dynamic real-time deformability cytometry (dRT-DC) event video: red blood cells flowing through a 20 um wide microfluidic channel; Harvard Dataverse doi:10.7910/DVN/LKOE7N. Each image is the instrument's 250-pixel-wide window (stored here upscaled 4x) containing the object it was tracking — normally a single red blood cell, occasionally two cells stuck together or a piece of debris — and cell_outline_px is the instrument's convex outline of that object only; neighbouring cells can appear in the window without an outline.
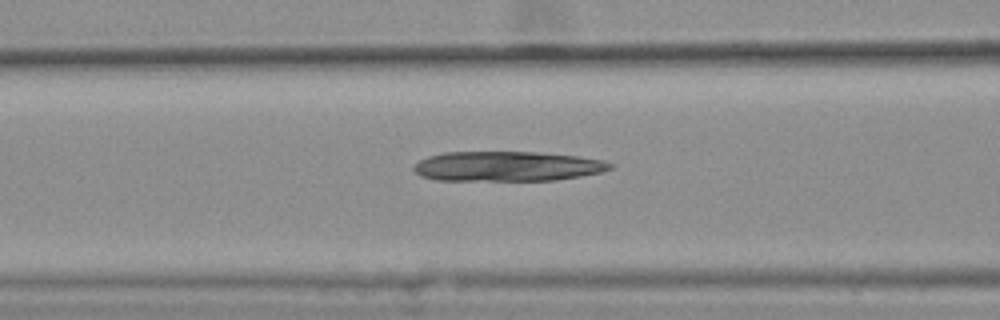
{"species": "common noctule bat (a hibernating species)", "species_latin": "Nyctalus noctula", "temperature_condition": "warm", "stored_images_in_passage": 50, "camera_frame_rate_fps": 3000, "um_per_image_px": 0.085, "animal": {"sex": "female", "body_mass_g": 25.1}, "frame": {"image": 1, "passage_image": 22, "time_ms": 7.0, "image_size_px": [1000, 320], "cell_outline_px": [[616, 164], [612, 168], [600, 172], [580, 176], [556, 180], [436, 180], [420, 176], [412, 168], [420, 160], [428, 156], [444, 152], [536, 152], [576, 156], [604, 160]], "centroid_in_image_um": [43.12, 14.13], "position_along_channel_um": 123.5, "area_um2": 34.16}}